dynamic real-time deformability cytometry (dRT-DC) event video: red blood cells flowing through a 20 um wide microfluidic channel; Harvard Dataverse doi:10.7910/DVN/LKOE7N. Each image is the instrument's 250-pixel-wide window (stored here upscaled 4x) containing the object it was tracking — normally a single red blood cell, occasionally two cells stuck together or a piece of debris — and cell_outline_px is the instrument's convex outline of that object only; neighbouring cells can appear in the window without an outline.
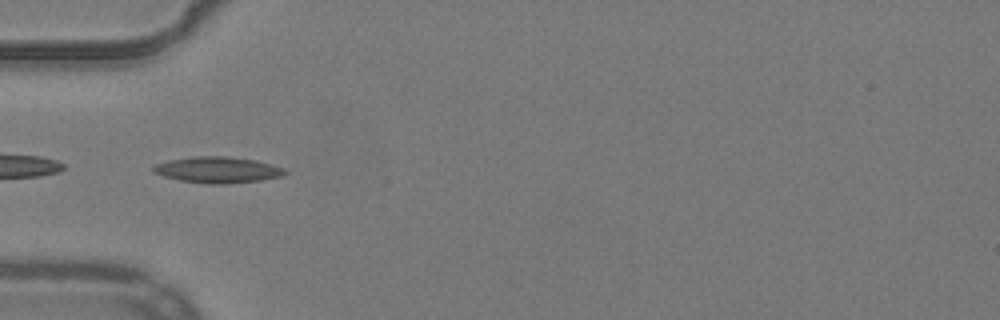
{"species": "common noctule bat (a hibernating species)", "species_latin": "Nyctalus noctula", "temperature_condition": "warm", "stored_images_in_passage": 52, "camera_frame_rate_fps": 3000, "um_per_image_px": 0.085, "animal": {"sex": "male", "body_mass_g": 19.2, "forearm_length_mm": 51.8}, "frame": {"image": 1, "passage_image": 17, "time_ms": 5.333, "image_size_px": [1000, 320], "cell_outline_px": [[288, 172], [280, 176], [260, 180], [224, 184], [212, 184], [180, 180], [164, 176], [152, 172], [152, 164], [168, 160], [192, 156], [228, 156], [256, 160], [272, 164], [284, 168]], "centroid_in_image_um": [18.46, 14.42], "position_along_channel_um": 66.5, "area_um2": 20.11}}
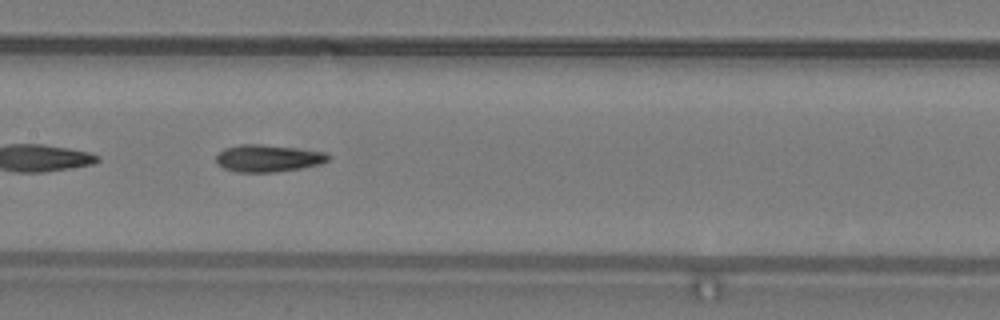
{"frame": {"image": 2, "passage_image": 26, "time_ms": 8.333, "image_size_px": [1000, 320], "cell_outline_px": [[332, 156], [328, 160], [320, 164], [300, 168], [272, 172], [236, 172], [224, 168], [216, 164], [216, 156], [224, 148], [240, 144], [260, 144], [296, 148], [328, 152]], "centroid_in_image_um": [22.79, 13.45], "position_along_channel_um": 184.6, "area_um2": 17.8}}
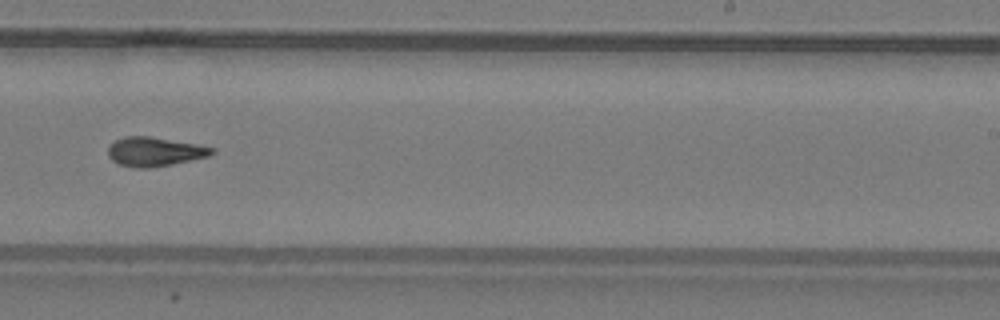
{"frame": {"image": 3, "passage_image": 33, "time_ms": 10.667, "image_size_px": [1000, 320], "cell_outline_px": [[216, 152], [208, 156], [172, 164], [148, 168], [136, 168], [120, 164], [112, 160], [108, 156], [108, 148], [116, 140], [124, 136], [148, 136], [196, 144], [216, 148]], "centroid_in_image_um": [13.15, 12.89], "position_along_channel_um": 275.8, "area_um2": 17.46}, "authors_computed_cell_mechanics": {"area_um2": 17.6001, "velocity_mm_per_s": 3.9277, "shape_relaxation_time_tau1_ms": null, "shape_relaxation_time_tau2_ms": 2.8175, "deformation_change_tau1": null, "deformation_change_tau2": 0.1154}}